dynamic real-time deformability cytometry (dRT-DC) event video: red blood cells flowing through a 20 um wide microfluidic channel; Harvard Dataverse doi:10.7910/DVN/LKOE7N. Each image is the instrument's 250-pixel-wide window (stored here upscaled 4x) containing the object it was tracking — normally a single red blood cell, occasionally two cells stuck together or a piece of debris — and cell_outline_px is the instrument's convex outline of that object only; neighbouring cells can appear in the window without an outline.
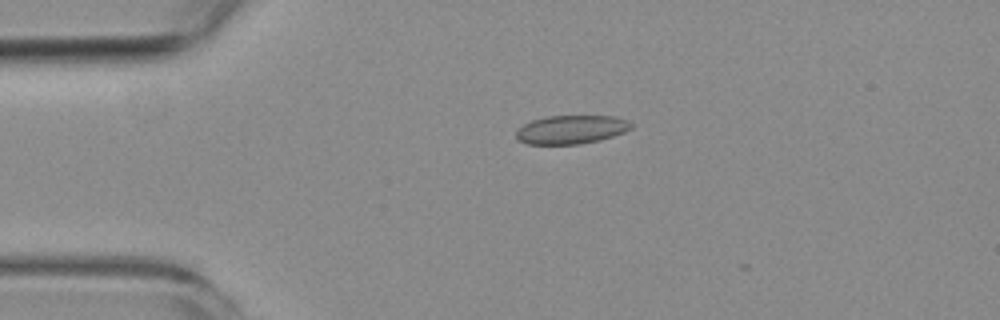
{"species": "common noctule bat (a hibernating species)", "species_latin": "Nyctalus noctula", "temperature_condition": "room temperature", "stored_images_in_passage": 5, "camera_frame_rate_fps": 3000, "um_per_image_px": 0.085, "animal": {"sex": "female", "body_mass_g": 19.3, "forearm_length_mm": 54.1}, "frame": {"image": 1, "passage_image": 4, "time_ms": 3.667, "image_size_px": [1000, 320], "cell_outline_px": [[632, 128], [624, 132], [600, 140], [580, 144], [528, 144], [516, 140], [516, 132], [524, 124], [532, 120], [548, 116], [612, 116], [628, 120], [632, 124]], "centroid_in_image_um": [48.55, 11.01], "position_along_channel_um": 36.5, "area_um2": 19.13}}